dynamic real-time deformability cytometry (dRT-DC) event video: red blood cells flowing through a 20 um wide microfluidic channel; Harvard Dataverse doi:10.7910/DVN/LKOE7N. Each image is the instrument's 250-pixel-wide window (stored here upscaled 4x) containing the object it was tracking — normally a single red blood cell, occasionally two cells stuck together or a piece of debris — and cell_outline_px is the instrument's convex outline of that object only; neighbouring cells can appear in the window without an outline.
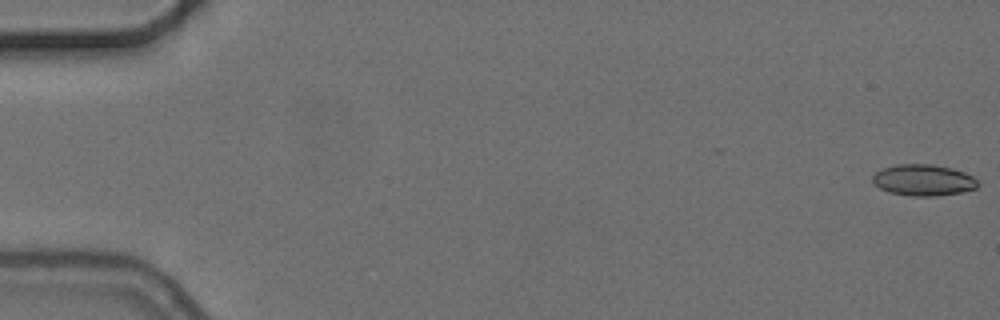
{"species": "common noctule bat (a hibernating species)", "species_latin": "Nyctalus noctula", "temperature_condition": "cold", "stored_images_in_passage": 5, "camera_frame_rate_fps": 3000, "um_per_image_px": 0.085, "animal": {"sex": "female", "body_mass_g": 24.6, "forearm_length_mm": 56.2}, "frame": {"image": 1, "passage_image": 1, "time_ms": 0.0, "image_size_px": [1000, 320], "cell_outline_px": [[980, 184], [976, 188], [960, 192], [936, 196], [912, 196], [888, 192], [880, 188], [872, 180], [872, 176], [880, 168], [896, 164], [932, 164], [952, 168], [964, 172], [972, 176]], "centroid_in_image_um": [78.47, 15.3], "position_along_channel_um": 6.5, "area_um2": 19.25}}
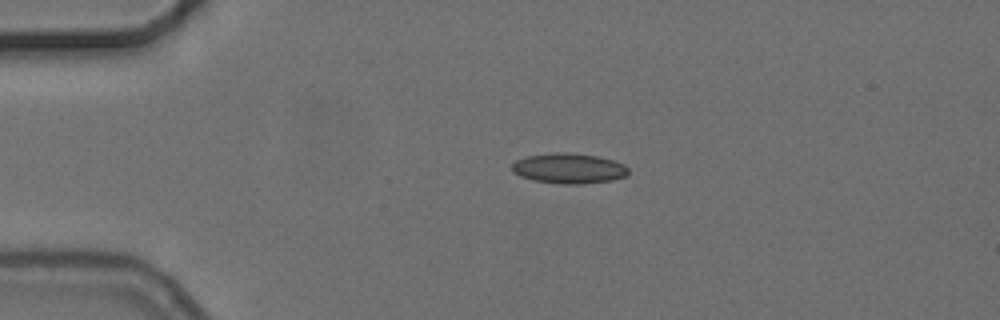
{"frame": {"image": 2, "passage_image": 4, "time_ms": 4.0, "image_size_px": [1000, 320], "cell_outline_px": [[628, 172], [624, 176], [612, 180], [584, 184], [560, 184], [532, 180], [520, 176], [512, 172], [512, 164], [516, 160], [528, 156], [556, 152], [568, 152], [596, 156], [612, 160], [624, 164], [628, 168]], "centroid_in_image_um": [48.33, 14.32], "position_along_channel_um": 36.7, "area_um2": 20.52}}
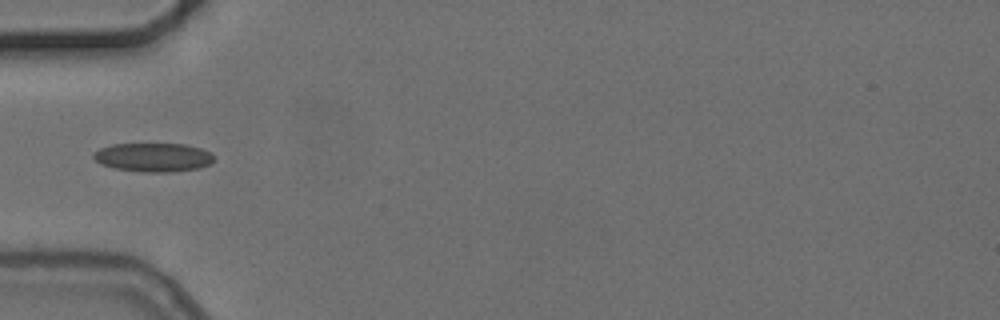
{"frame": {"image": 3, "passage_image": 5, "time_ms": 6.0, "image_size_px": [1000, 320], "cell_outline_px": [[216, 160], [212, 164], [200, 168], [168, 172], [144, 172], [116, 168], [100, 164], [92, 156], [92, 152], [100, 148], [112, 144], [184, 144], [200, 148], [212, 152]], "centroid_in_image_um": [13.07, 13.37], "position_along_channel_um": 71.9, "area_um2": 20.4}}